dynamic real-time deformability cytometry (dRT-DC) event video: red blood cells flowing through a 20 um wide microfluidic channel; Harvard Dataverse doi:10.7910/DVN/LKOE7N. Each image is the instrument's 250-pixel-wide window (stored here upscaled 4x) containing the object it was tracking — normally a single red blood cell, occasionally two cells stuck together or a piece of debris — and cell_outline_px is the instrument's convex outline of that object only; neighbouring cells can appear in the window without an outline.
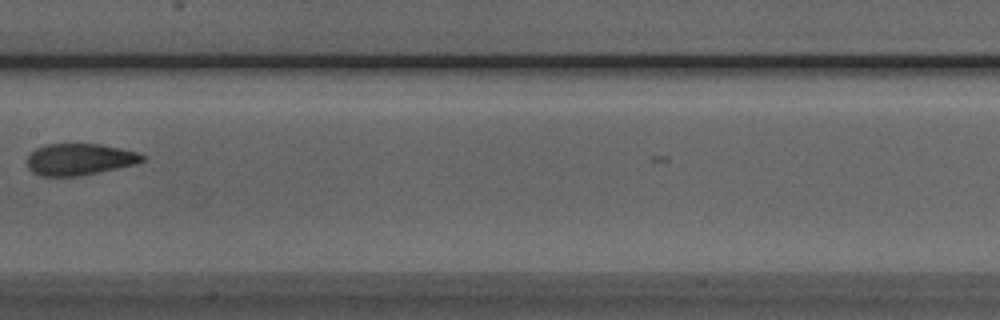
{"species": "Egyptian fruit bat (a non-hibernating species)", "species_latin": "Rousettus aegyptiacus", "temperature_condition": "room temperature", "stored_images_in_passage": 5, "camera_frame_rate_fps": 3000, "um_per_image_px": 0.085, "animal": {"sex": "male"}, "frame": {"image": 1, "passage_image": 4, "time_ms": 3.667, "image_size_px": [1000, 320], "cell_outline_px": [[148, 160], [136, 164], [80, 176], [40, 176], [32, 172], [28, 168], [28, 156], [36, 148], [44, 144], [100, 144], [120, 148], [136, 152], [148, 156]], "centroid_in_image_um": [6.8, 13.54], "position_along_channel_um": 200.6, "area_um2": 21.39}}
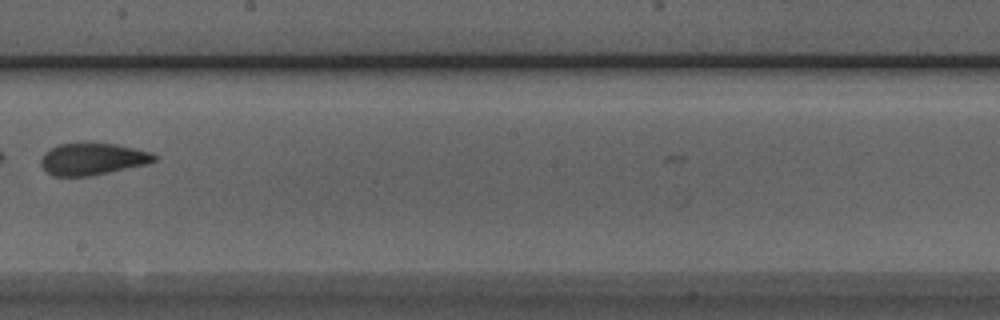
{"frame": {"image": 2, "passage_image": 5, "time_ms": 4.667, "image_size_px": [1000, 320], "cell_outline_px": [[160, 156], [156, 160], [148, 164], [88, 176], [52, 176], [40, 164], [40, 160], [44, 152], [60, 144], [116, 144], [152, 152]], "centroid_in_image_um": [7.9, 13.52], "position_along_channel_um": 240.3, "area_um2": 20.87}}